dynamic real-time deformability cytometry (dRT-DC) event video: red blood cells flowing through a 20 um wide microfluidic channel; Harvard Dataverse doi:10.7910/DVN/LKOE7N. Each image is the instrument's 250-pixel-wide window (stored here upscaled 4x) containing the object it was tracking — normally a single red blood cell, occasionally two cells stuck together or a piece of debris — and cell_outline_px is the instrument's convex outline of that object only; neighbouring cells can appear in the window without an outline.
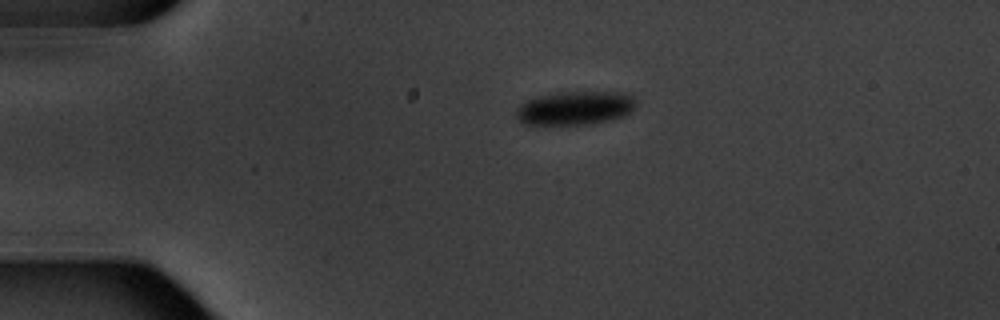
{"species": "common noctule bat (a hibernating species)", "species_latin": "Nyctalus noctula", "temperature_condition": "warm", "stored_images_in_passage": 2, "camera_frame_rate_fps": 3000, "um_per_image_px": 0.085, "animal": {"sex": "male", "body_mass_g": 20.1, "forearm_length_mm": 53.5}, "frame": {"image": 1, "passage_image": 1, "time_ms": 0.0, "image_size_px": [1000, 320], "cell_outline_px": [[632, 108], [624, 116], [612, 120], [592, 124], [556, 128], [536, 128], [524, 124], [516, 120], [516, 108], [520, 104], [528, 100], [540, 96], [564, 92], [612, 92], [628, 96], [632, 100]], "centroid_in_image_um": [48.69, 9.29], "position_along_channel_um": 36.3, "area_um2": 24.22}}